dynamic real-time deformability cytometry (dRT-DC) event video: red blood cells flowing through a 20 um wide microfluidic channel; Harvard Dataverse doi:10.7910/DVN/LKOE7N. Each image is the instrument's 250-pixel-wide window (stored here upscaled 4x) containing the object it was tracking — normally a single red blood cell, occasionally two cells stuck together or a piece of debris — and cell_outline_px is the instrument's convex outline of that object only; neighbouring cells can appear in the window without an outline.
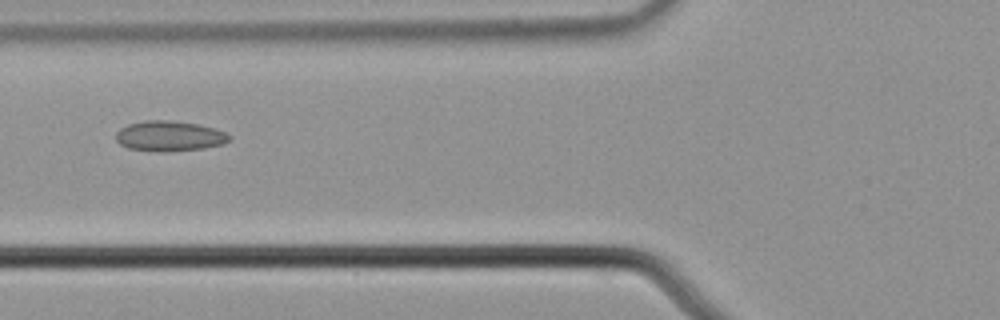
{"species": "common noctule bat (a hibernating species)", "species_latin": "Nyctalus noctula", "temperature_condition": "cold", "stored_images_in_passage": 4, "camera_frame_rate_fps": 3000, "um_per_image_px": 0.085, "animal": {"sex": "male", "body_mass_g": 21.5, "forearm_length_mm": 52.0}, "frame": {"image": 1, "passage_image": 3, "time_ms": 0.667, "image_size_px": [1000, 320], "cell_outline_px": [[232, 140], [224, 144], [204, 148], [164, 152], [156, 152], [128, 148], [120, 144], [116, 140], [116, 132], [120, 128], [128, 124], [144, 120], [172, 120], [200, 124], [216, 128], [232, 136]], "centroid_in_image_um": [14.43, 11.56], "position_along_channel_um": 111.4, "area_um2": 20.4}}
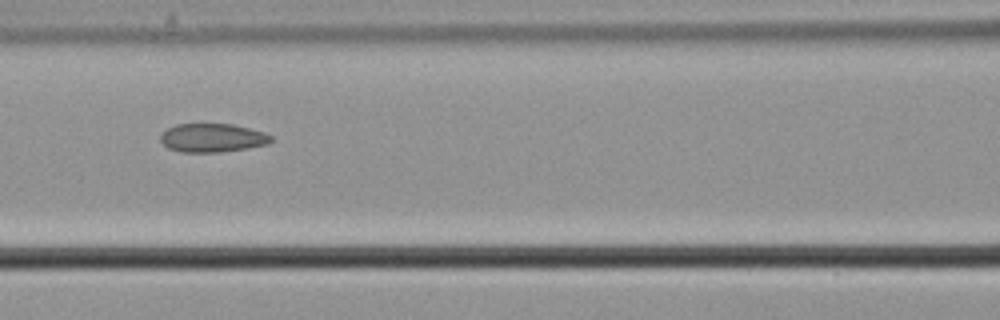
{"frame": {"image": 2, "passage_image": 4, "time_ms": 1.0, "image_size_px": [1000, 320], "cell_outline_px": [[272, 140], [268, 144], [248, 148], [220, 152], [180, 152], [168, 148], [160, 140], [160, 132], [176, 124], [232, 124], [264, 132], [272, 136]], "centroid_in_image_um": [18.03, 11.72], "position_along_channel_um": 148.6, "area_um2": 18.5}}